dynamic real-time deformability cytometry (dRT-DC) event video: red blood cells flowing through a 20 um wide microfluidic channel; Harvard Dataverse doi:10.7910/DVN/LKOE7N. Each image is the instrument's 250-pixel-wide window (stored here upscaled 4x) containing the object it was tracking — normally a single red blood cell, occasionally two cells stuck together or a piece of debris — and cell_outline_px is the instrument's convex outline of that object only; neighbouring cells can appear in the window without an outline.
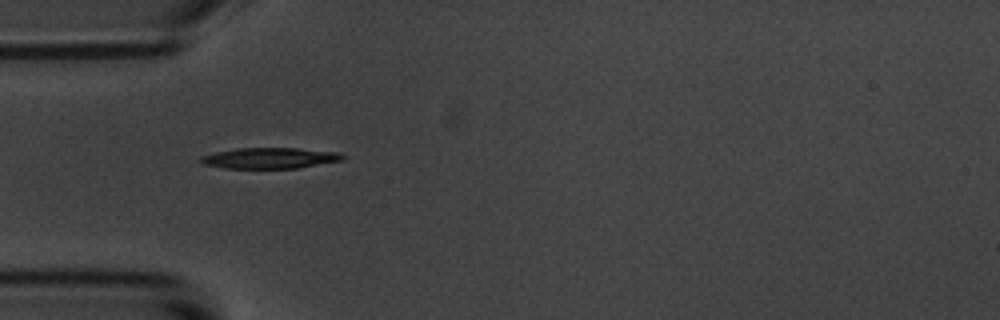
{"species": "common noctule bat (a hibernating species)", "species_latin": "Nyctalus noctula", "temperature_condition": "room temperature", "stored_images_in_passage": 2, "camera_frame_rate_fps": 3000, "um_per_image_px": 0.085, "animal": {"sex": "male", "body_mass_g": 20.1, "forearm_length_mm": 53.5}, "frame": {"image": 1, "passage_image": 1, "time_ms": 0.0, "image_size_px": [1000, 320], "cell_outline_px": [[344, 160], [296, 168], [224, 168], [204, 164], [196, 160], [200, 156], [216, 152], [240, 148], [296, 148], [340, 152], [344, 156]], "centroid_in_image_um": [22.92, 13.43], "position_along_channel_um": 62.1, "area_um2": 17.22}}